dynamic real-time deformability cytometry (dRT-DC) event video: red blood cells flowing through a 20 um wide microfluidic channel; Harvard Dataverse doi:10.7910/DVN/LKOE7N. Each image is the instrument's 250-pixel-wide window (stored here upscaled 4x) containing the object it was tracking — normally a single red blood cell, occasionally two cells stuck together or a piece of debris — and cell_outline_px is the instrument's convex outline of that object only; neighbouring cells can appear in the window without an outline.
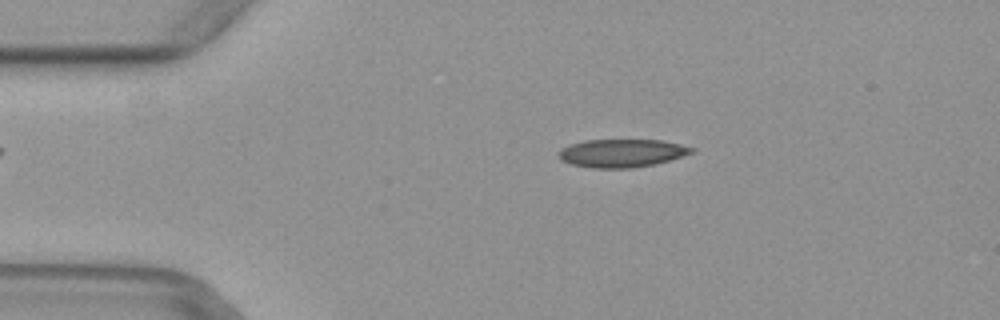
{"species": "common noctule bat (a hibernating species)", "species_latin": "Nyctalus noctula", "temperature_condition": "warm", "stored_images_in_passage": 49, "camera_frame_rate_fps": 3000, "um_per_image_px": 0.085, "animal": {"sex": "female", "body_mass_g": 29.2, "forearm_length_mm": 56.3}, "frame": {"image": 1, "passage_image": 9, "time_ms": 2.667, "image_size_px": [1000, 320], "cell_outline_px": [[696, 152], [656, 164], [632, 168], [592, 168], [572, 164], [560, 160], [560, 148], [584, 140], [664, 140], [696, 148]], "centroid_in_image_um": [52.91, 13.01], "position_along_channel_um": 32.1, "area_um2": 21.85}}
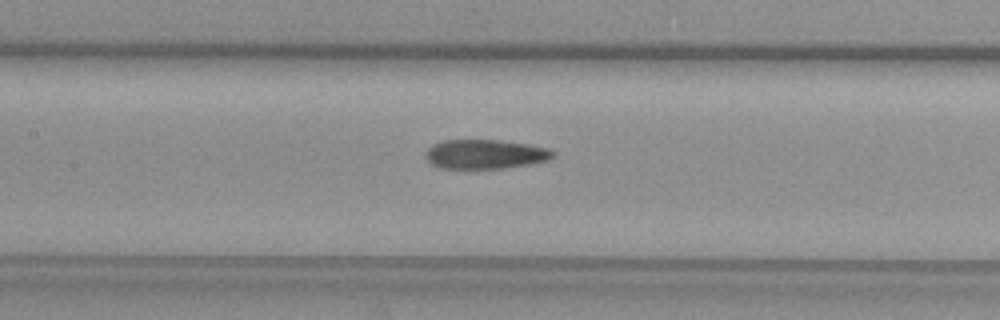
{"frame": {"image": 2, "passage_image": 22, "time_ms": 7.0, "image_size_px": [1000, 320], "cell_outline_px": [[556, 156], [548, 160], [528, 164], [504, 168], [440, 168], [432, 164], [428, 160], [428, 148], [432, 144], [444, 140], [500, 140], [528, 144], [548, 148], [556, 152]], "centroid_in_image_um": [41.29, 13.1], "position_along_channel_um": 166.1, "area_um2": 21.62}}
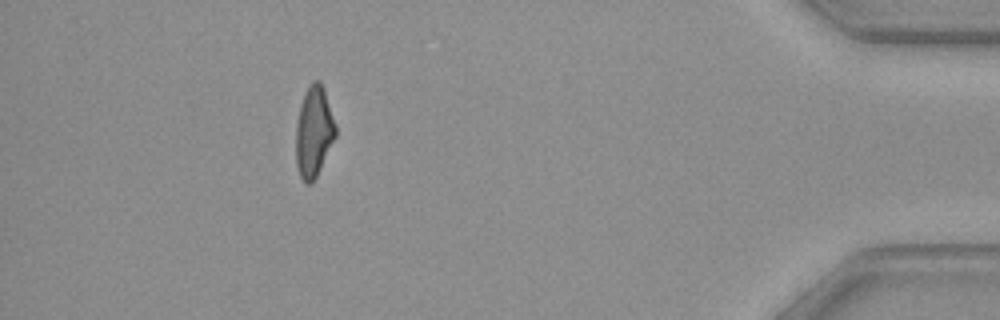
{"frame": {"image": 3, "passage_image": 44, "time_ms": 14.333, "image_size_px": [1000, 320], "cell_outline_px": [[336, 136], [316, 176], [308, 184], [304, 184], [296, 168], [296, 124], [300, 104], [304, 92], [308, 84], [312, 80], [320, 80], [324, 88], [336, 124]], "centroid_in_image_um": [26.66, 11.15], "position_along_channel_um": 408.5, "area_um2": 21.15}}